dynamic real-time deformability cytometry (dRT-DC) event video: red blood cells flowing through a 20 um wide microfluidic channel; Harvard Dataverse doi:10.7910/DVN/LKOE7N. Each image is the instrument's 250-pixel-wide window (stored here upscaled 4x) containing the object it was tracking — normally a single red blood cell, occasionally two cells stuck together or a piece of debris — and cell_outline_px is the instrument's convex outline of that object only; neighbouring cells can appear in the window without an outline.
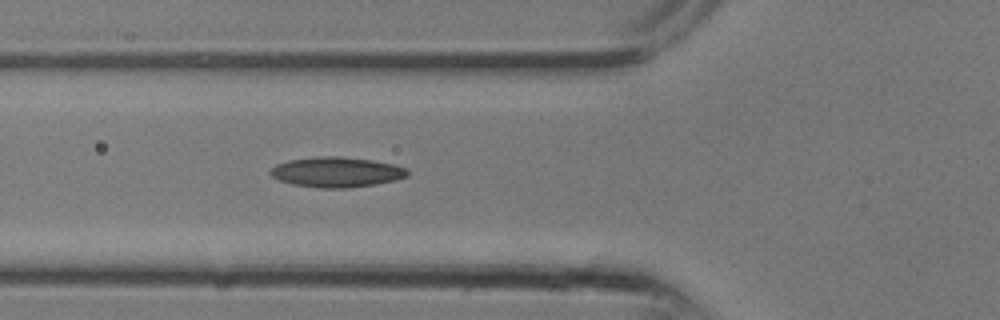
{"species": "common noctule bat (a hibernating species)", "species_latin": "Nyctalus noctula", "temperature_condition": "room temperature", "stored_images_in_passage": 6, "camera_frame_rate_fps": 3000, "um_per_image_px": 0.085, "animal": {"sex": "male", "body_mass_g": 13.3}, "frame": {"image": 1, "passage_image": 6, "time_ms": 1.667, "image_size_px": [1000, 320], "cell_outline_px": [[408, 176], [396, 180], [376, 184], [348, 188], [320, 188], [292, 184], [280, 180], [272, 176], [268, 172], [276, 164], [288, 160], [320, 156], [340, 156], [372, 160], [396, 164], [408, 168]], "centroid_in_image_um": [28.64, 14.62], "position_along_channel_um": 97.2, "area_um2": 24.28}}